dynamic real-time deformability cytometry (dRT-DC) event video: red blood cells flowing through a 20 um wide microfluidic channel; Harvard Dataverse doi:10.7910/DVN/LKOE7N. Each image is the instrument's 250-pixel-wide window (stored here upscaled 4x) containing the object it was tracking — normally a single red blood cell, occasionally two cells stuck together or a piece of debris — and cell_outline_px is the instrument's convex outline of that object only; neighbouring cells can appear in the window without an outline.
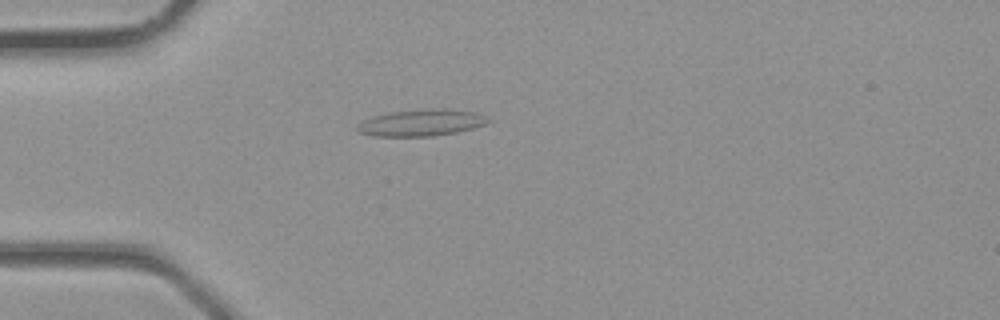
{"species": "common noctule bat (a hibernating species)", "species_latin": "Nyctalus noctula", "temperature_condition": "room temperature", "stored_images_in_passage": 5, "camera_frame_rate_fps": 3000, "um_per_image_px": 0.085, "animal": {"sex": "male", "body_mass_g": 23.1, "forearm_length_mm": 52.7}, "frame": {"image": 1, "passage_image": 5, "time_ms": 1.333, "image_size_px": [1000, 320], "cell_outline_px": [[492, 120], [484, 124], [472, 128], [456, 132], [432, 136], [372, 136], [360, 132], [356, 128], [356, 124], [360, 120], [388, 112], [432, 108], [444, 108], [476, 112]], "centroid_in_image_um": [35.77, 10.42], "position_along_channel_um": 49.2, "area_um2": 20.4}}